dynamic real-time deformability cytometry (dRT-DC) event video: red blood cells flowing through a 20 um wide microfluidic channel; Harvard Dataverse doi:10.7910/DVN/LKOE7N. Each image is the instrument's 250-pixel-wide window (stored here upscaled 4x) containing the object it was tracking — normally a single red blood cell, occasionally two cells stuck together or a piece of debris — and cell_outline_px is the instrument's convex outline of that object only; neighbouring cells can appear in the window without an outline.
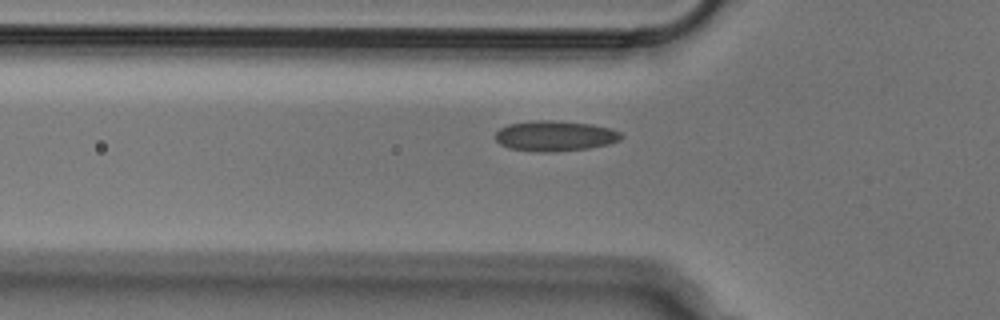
{"species": "Egyptian fruit bat (a non-hibernating species)", "species_latin": "Rousettus aegyptiacus", "temperature_condition": "cold", "stored_images_in_passage": 34, "camera_frame_rate_fps": 3000, "um_per_image_px": 0.085, "animal": {"sex": "male"}, "frame": {"image": 1, "passage_image": 3, "time_ms": 0.667, "image_size_px": [1000, 320], "cell_outline_px": [[624, 136], [620, 140], [608, 144], [588, 148], [552, 152], [540, 152], [508, 148], [500, 144], [496, 140], [496, 132], [500, 128], [508, 124], [532, 120], [552, 120], [592, 124], [612, 128], [620, 132]], "centroid_in_image_um": [47.18, 11.54], "position_along_channel_um": 78.6, "area_um2": 22.43}}
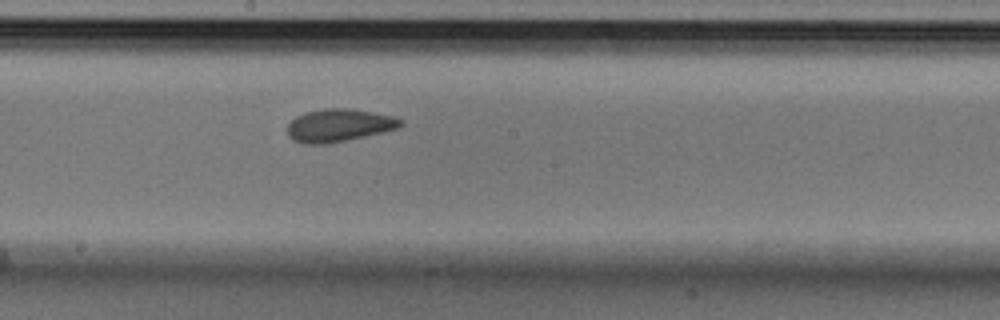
{"frame": {"image": 2, "passage_image": 14, "time_ms": 4.333, "image_size_px": [1000, 320], "cell_outline_px": [[404, 124], [400, 128], [348, 140], [324, 144], [304, 144], [292, 140], [288, 136], [288, 124], [296, 116], [304, 112], [324, 108], [348, 108], [392, 116], [404, 120]], "centroid_in_image_um": [28.81, 10.66], "position_along_channel_um": 219.4, "area_um2": 21.73}}
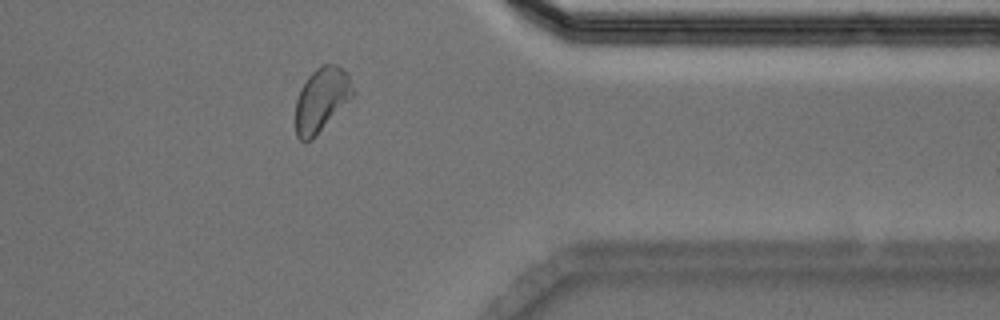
{"frame": {"image": 3, "passage_image": 28, "time_ms": 9.0, "image_size_px": [1000, 320], "cell_outline_px": [[356, 92], [312, 140], [304, 144], [296, 136], [296, 100], [300, 88], [308, 76], [316, 68], [324, 64], [336, 64], [344, 68]], "centroid_in_image_um": [27.31, 8.47], "position_along_channel_um": 384.1, "area_um2": 21.44}}